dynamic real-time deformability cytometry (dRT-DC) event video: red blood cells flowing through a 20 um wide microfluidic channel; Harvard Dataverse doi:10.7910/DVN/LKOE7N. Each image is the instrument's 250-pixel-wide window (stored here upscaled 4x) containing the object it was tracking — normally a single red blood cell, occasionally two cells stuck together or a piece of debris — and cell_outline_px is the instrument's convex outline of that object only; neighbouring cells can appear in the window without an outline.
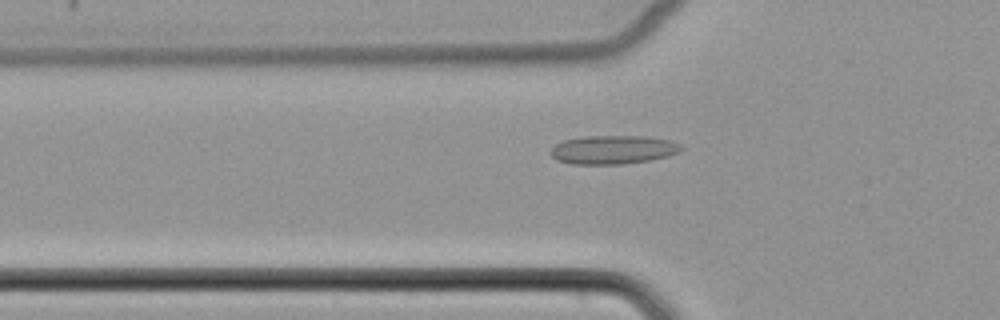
{"species": "common noctule bat (a hibernating species)", "species_latin": "Nyctalus noctula", "temperature_condition": "cold", "stored_images_in_passage": 52, "camera_frame_rate_fps": 3000, "um_per_image_px": 0.085, "animal": {"sex": "female", "body_mass_g": 22.7, "forearm_length_mm": 54.2}, "frame": {"image": 1, "passage_image": 18, "time_ms": 5.667, "image_size_px": [1000, 320], "cell_outline_px": [[684, 148], [680, 152], [668, 156], [652, 160], [624, 164], [572, 164], [556, 160], [548, 152], [556, 144], [564, 140], [584, 136], [644, 136], [672, 140], [680, 144]], "centroid_in_image_um": [52.14, 12.73], "position_along_channel_um": 73.7, "area_um2": 22.08}}
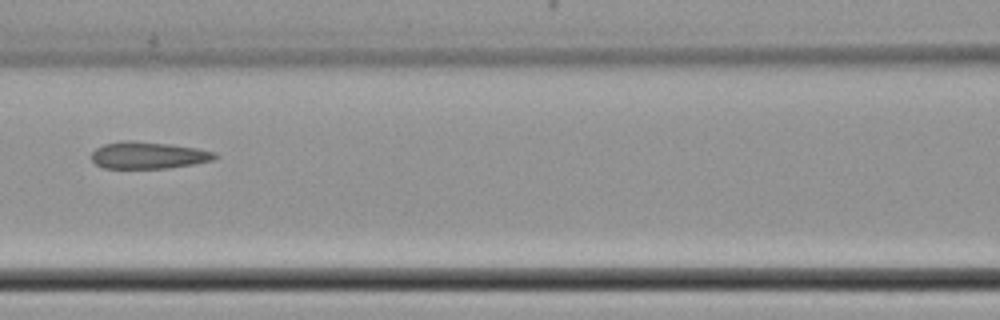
{"frame": {"image": 2, "passage_image": 24, "time_ms": 7.667, "image_size_px": [1000, 320], "cell_outline_px": [[220, 156], [212, 160], [192, 164], [168, 168], [104, 168], [96, 164], [92, 160], [92, 152], [96, 148], [104, 144], [124, 140], [132, 140], [168, 144], [196, 148], [216, 152]], "centroid_in_image_um": [12.6, 13.19], "position_along_channel_um": 154.0, "area_um2": 19.31}}
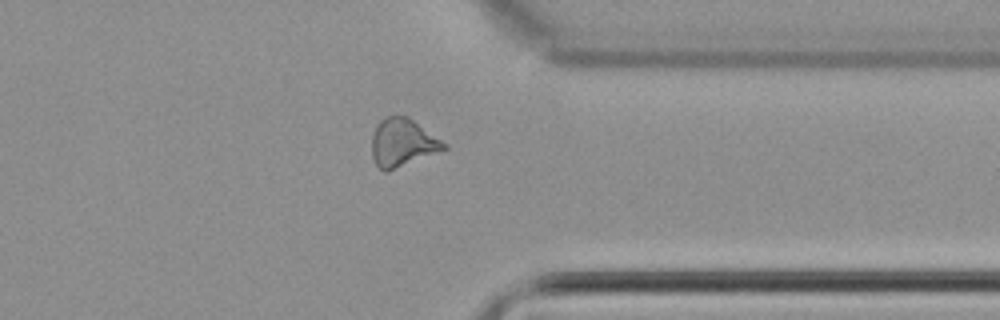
{"frame": {"image": 3, "passage_image": 41, "time_ms": 13.333, "image_size_px": [1000, 320], "cell_outline_px": [[448, 148], [388, 172], [384, 172], [376, 164], [372, 156], [372, 136], [376, 124], [384, 116], [408, 116], [448, 144]], "centroid_in_image_um": [34.21, 12.12], "position_along_channel_um": 377.2, "area_um2": 20.29}}